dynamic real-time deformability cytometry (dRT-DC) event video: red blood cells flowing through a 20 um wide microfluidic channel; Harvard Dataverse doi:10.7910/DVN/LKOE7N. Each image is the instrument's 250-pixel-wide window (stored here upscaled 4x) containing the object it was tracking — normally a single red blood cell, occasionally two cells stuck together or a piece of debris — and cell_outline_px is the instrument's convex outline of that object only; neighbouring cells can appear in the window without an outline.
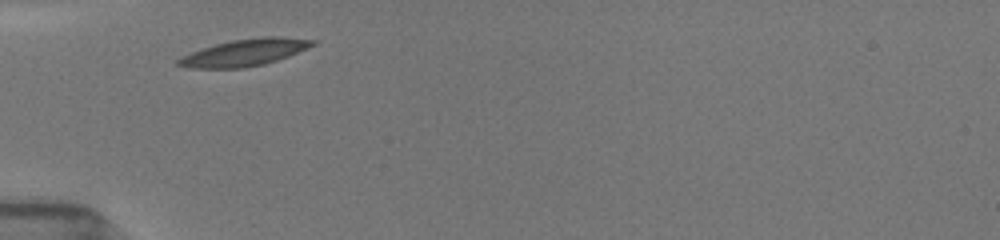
{"species": "common noctule bat (a hibernating species)", "species_latin": "Nyctalus noctula", "temperature_condition": "room temperature", "stored_images_in_passage": 29, "camera_frame_rate_fps": 3000, "um_per_image_px": 0.085, "animal": {"sex": "female", "body_mass_g": 19.5, "forearm_length_mm": 54.1}, "frame": {"image": 1, "passage_image": 1, "time_ms": 0.0, "image_size_px": [1000, 240], "cell_outline_px": [[320, 40], [316, 44], [288, 56], [264, 64], [244, 68], [192, 68], [176, 64], [176, 60], [192, 52], [216, 44], [232, 40], [264, 36], [280, 36]], "centroid_in_image_um": [20.86, 4.45], "position_along_channel_um": 64.1, "area_um2": 20.87}}
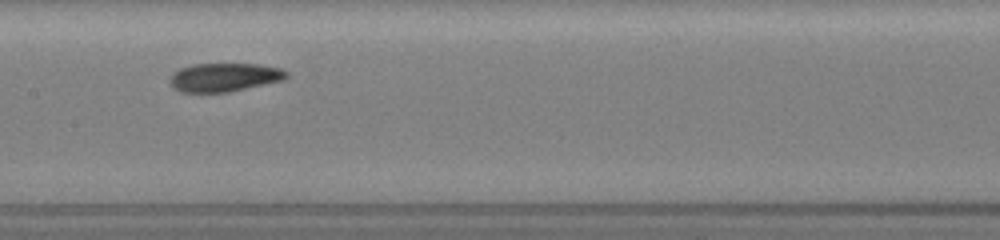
{"frame": {"image": 2, "passage_image": 11, "time_ms": 3.333, "image_size_px": [1000, 240], "cell_outline_px": [[288, 76], [284, 80], [228, 92], [180, 92], [172, 88], [168, 80], [168, 76], [172, 72], [180, 68], [192, 64], [260, 64], [280, 68], [288, 72]], "centroid_in_image_um": [19.01, 6.57], "position_along_channel_um": 188.4, "area_um2": 19.65}}
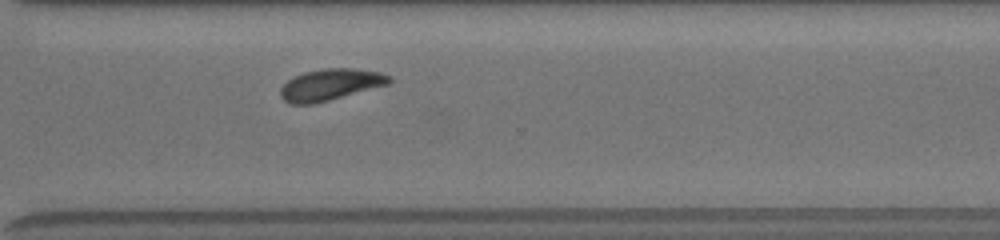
{"frame": {"image": 3, "passage_image": 23, "time_ms": 7.333, "image_size_px": [1000, 240], "cell_outline_px": [[392, 80], [388, 84], [328, 100], [312, 104], [292, 104], [284, 100], [280, 96], [280, 88], [288, 80], [304, 72], [324, 68], [352, 68], [380, 72], [392, 76]], "centroid_in_image_um": [28.08, 7.18], "position_along_channel_um": 342.5, "area_um2": 19.71}, "authors_computed_cell_mechanics": {"area_um2": 19.8254, "velocity_mm_per_s": 3.8593, "shape_relaxation_time_tau1_ms": 2.7848, "shape_relaxation_time_tau2_ms": 1.9683, "deformation_change_tau1": 0.1254, "deformation_change_tau2": 0.0747}}